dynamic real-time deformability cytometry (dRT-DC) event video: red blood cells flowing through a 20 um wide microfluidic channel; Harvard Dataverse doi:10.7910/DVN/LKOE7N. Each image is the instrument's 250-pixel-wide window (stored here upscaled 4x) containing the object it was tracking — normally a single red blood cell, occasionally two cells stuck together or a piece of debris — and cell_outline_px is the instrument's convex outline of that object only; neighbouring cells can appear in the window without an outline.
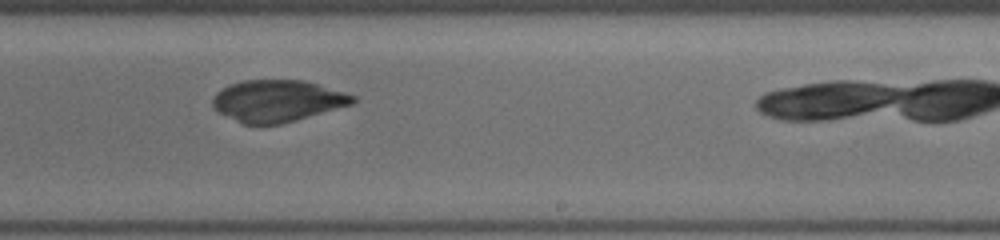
{"species": "common noctule bat (a hibernating species)", "species_latin": "Nyctalus noctula", "temperature_condition": "cold", "stored_images_in_passage": 27, "camera_frame_rate_fps": 3000, "um_per_image_px": 0.085, "animal": {"sex": "female", "body_mass_g": 19.5, "forearm_length_mm": 54.1}, "frame": {"image": 1, "passage_image": 17, "time_ms": 5.333, "image_size_px": [1000, 240], "cell_outline_px": [[356, 100], [352, 104], [296, 120], [280, 124], [244, 124], [220, 112], [212, 104], [212, 100], [216, 92], [228, 84], [244, 80], [304, 80], [344, 92], [356, 96]], "centroid_in_image_um": [23.58, 8.56], "position_along_channel_um": 265.4, "area_um2": 33.76}}